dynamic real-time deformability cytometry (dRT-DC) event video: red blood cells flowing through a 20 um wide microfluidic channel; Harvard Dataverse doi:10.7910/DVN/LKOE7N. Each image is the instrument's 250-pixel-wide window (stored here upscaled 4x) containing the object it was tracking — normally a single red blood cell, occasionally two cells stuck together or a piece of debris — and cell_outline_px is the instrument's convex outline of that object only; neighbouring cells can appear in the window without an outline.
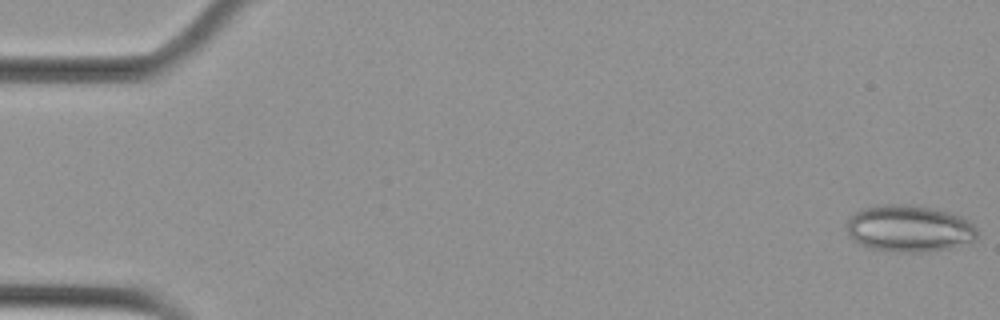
{"species": "Egyptian fruit bat (a non-hibernating species)", "species_latin": "Rousettus aegyptiacus", "temperature_condition": "cold", "stored_images_in_passage": 9, "camera_frame_rate_fps": 3000, "um_per_image_px": 0.085, "animal": {"sex": "female"}, "frame": {"image": 1, "passage_image": 1, "time_ms": 0.0, "image_size_px": [1000, 320], "cell_outline_px": [[980, 232], [976, 240], [948, 248], [924, 252], [900, 252], [868, 248], [860, 244], [848, 236], [844, 224], [860, 208], [880, 204], [912, 204], [952, 212], [968, 220]], "centroid_in_image_um": [77.26, 19.41], "position_along_channel_um": 7.7, "area_um2": 36.13}}
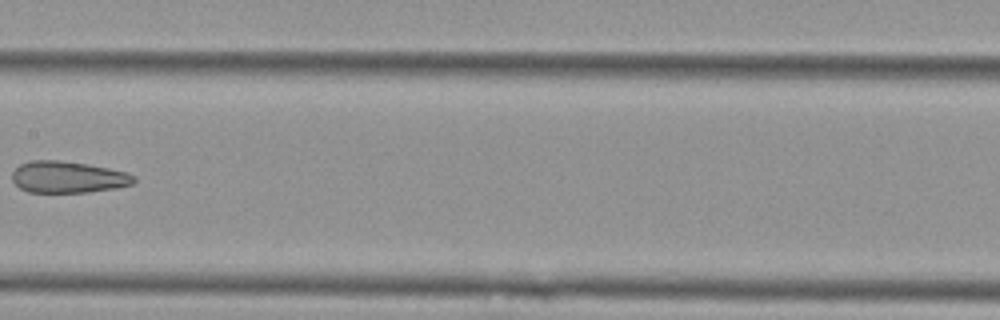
{"frame": {"image": 2, "passage_image": 8, "time_ms": 2.333, "image_size_px": [1000, 320], "cell_outline_px": [[136, 180], [132, 184], [116, 188], [88, 192], [28, 192], [20, 188], [12, 180], [12, 172], [20, 164], [32, 160], [60, 160], [88, 164], [128, 172], [136, 176]], "centroid_in_image_um": [5.79, 15.05], "position_along_channel_um": 201.6, "area_um2": 22.54}}
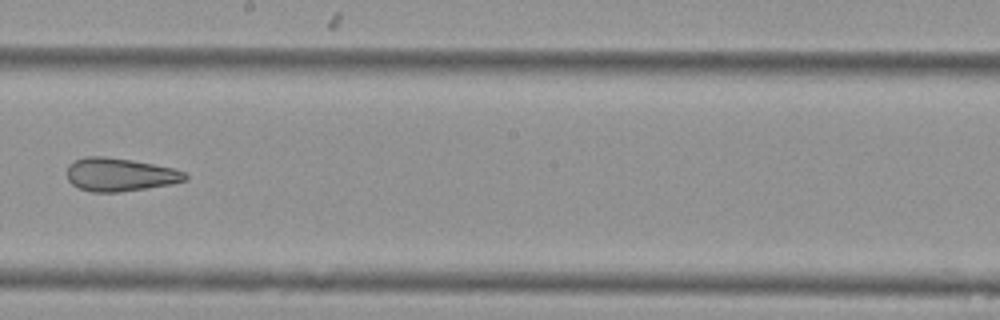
{"frame": {"image": 3, "passage_image": 9, "time_ms": 2.667, "image_size_px": [1000, 320], "cell_outline_px": [[188, 180], [172, 184], [120, 192], [92, 192], [80, 188], [72, 184], [68, 180], [68, 164], [84, 156], [104, 156], [132, 160], [172, 168], [184, 172], [188, 176]], "centroid_in_image_um": [10.19, 14.84], "position_along_channel_um": 238.0, "area_um2": 22.83}}